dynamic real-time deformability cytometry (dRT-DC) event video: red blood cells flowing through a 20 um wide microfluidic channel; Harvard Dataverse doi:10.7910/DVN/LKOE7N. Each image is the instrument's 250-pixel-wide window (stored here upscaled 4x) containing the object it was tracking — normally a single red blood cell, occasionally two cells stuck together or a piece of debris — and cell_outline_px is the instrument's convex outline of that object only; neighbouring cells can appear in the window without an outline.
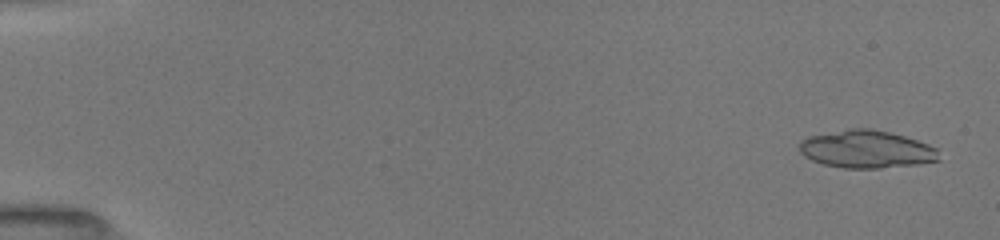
{"species": "common noctule bat (a hibernating species)", "species_latin": "Nyctalus noctula", "temperature_condition": "room temperature", "stored_images_in_passage": 31, "camera_frame_rate_fps": 3000, "um_per_image_px": 0.085, "animal": {"sex": "female", "body_mass_g": 19.5, "forearm_length_mm": 54.1}, "frame": {"image": 1, "passage_image": 2, "time_ms": 0.333, "image_size_px": [1000, 240], "cell_outline_px": [[940, 160], [916, 164], [880, 168], [844, 168], [824, 164], [812, 160], [804, 156], [800, 152], [800, 140], [808, 136], [848, 128], [868, 128], [888, 132], [904, 136], [928, 144], [936, 148]], "centroid_in_image_um": [73.62, 12.68], "position_along_channel_um": 11.4, "area_um2": 30.52}}
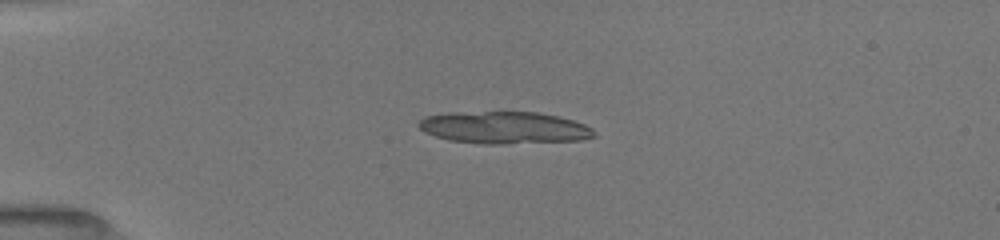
{"frame": {"image": 2, "passage_image": 16, "time_ms": 4.0, "image_size_px": [1000, 240], "cell_outline_px": [[596, 136], [580, 140], [504, 144], [484, 144], [448, 140], [424, 132], [416, 124], [424, 116], [448, 112], [540, 112], [572, 120], [584, 124], [592, 128]], "centroid_in_image_um": [42.82, 10.85], "position_along_channel_um": 42.2, "area_um2": 33.0}}